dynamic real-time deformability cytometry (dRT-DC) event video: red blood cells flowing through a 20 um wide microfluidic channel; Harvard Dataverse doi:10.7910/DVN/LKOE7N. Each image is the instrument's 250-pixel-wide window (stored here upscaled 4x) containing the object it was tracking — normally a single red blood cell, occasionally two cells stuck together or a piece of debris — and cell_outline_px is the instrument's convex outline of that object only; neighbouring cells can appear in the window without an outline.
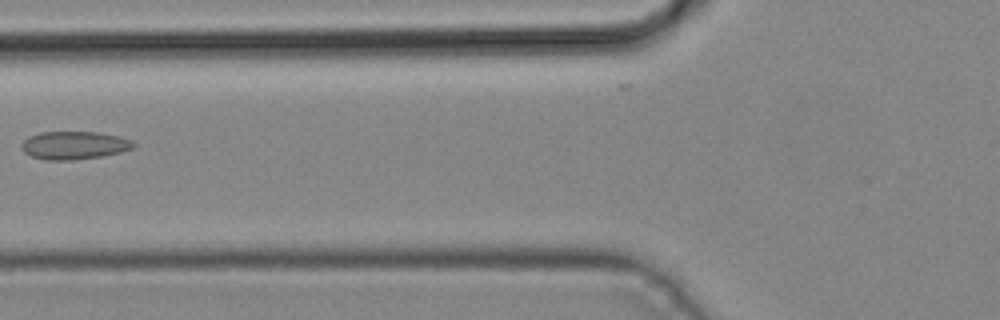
{"species": "common noctule bat (a hibernating species)", "species_latin": "Nyctalus noctula", "temperature_condition": "cold", "stored_images_in_passage": 5, "camera_frame_rate_fps": 3000, "um_per_image_px": 0.085, "animal": {"sex": "male", "body_mass_g": 19.2, "forearm_length_mm": 51.8}, "frame": {"image": 1, "passage_image": 5, "time_ms": 1.333, "image_size_px": [1000, 320], "cell_outline_px": [[136, 148], [104, 156], [72, 160], [44, 160], [32, 156], [24, 152], [20, 144], [28, 136], [40, 132], [96, 132], [120, 136], [136, 144]], "centroid_in_image_um": [6.3, 12.35], "position_along_channel_um": 119.5, "area_um2": 18.38}}